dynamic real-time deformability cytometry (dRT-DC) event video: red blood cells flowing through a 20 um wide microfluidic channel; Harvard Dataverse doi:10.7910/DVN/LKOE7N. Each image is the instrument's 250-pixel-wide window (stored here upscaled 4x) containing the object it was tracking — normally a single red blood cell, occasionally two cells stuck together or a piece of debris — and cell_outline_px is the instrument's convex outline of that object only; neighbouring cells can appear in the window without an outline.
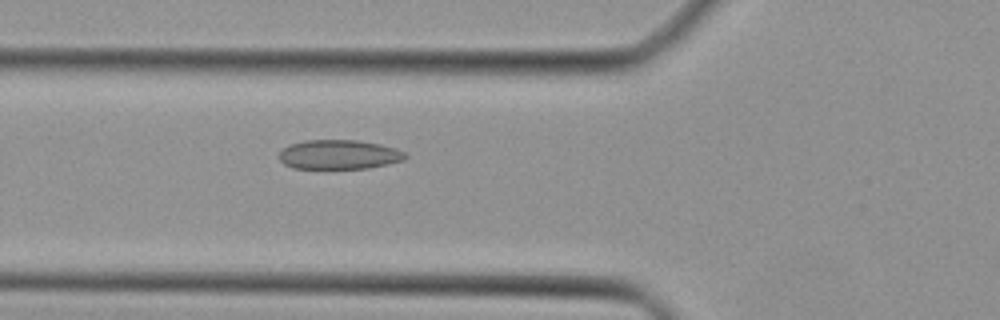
{"species": "Egyptian fruit bat (a non-hibernating species)", "species_latin": "Rousettus aegyptiacus", "temperature_condition": "cold", "stored_images_in_passage": 29, "camera_frame_rate_fps": 3000, "um_per_image_px": 0.085, "animal": {"sex": "female"}, "frame": {"image": 1, "passage_image": 5, "time_ms": 1.333, "image_size_px": [1000, 320], "cell_outline_px": [[408, 156], [404, 160], [388, 164], [368, 168], [292, 168], [284, 164], [280, 160], [280, 152], [284, 148], [292, 144], [304, 140], [356, 140], [380, 144], [396, 148], [404, 152]], "centroid_in_image_um": [28.84, 13.13], "position_along_channel_um": 97.0, "area_um2": 21.5}}
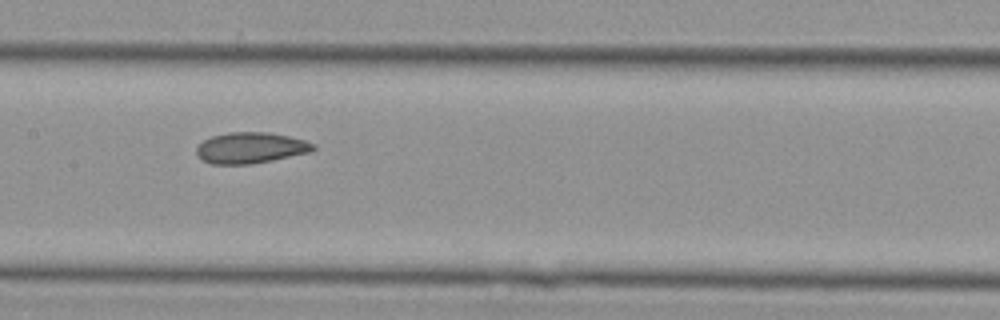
{"frame": {"image": 2, "passage_image": 11, "time_ms": 3.333, "image_size_px": [1000, 320], "cell_outline_px": [[316, 148], [312, 152], [252, 164], [212, 164], [196, 156], [196, 148], [204, 140], [212, 136], [228, 132], [268, 132], [288, 136], [304, 140], [316, 144]], "centroid_in_image_um": [21.32, 12.57], "position_along_channel_um": 186.1, "area_um2": 21.15}}
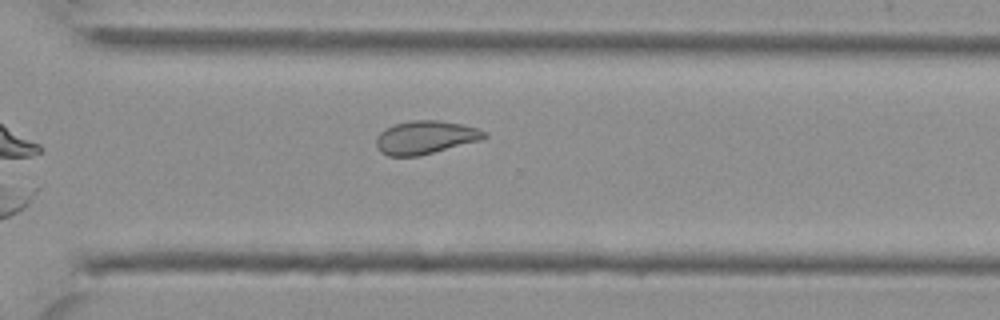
{"frame": {"image": 3, "passage_image": 21, "time_ms": 6.667, "image_size_px": [1000, 320], "cell_outline_px": [[488, 136], [484, 140], [420, 156], [388, 156], [380, 152], [376, 148], [376, 136], [384, 128], [392, 124], [408, 120], [436, 120], [464, 124], [480, 128], [488, 132]], "centroid_in_image_um": [36.19, 11.67], "position_along_channel_um": 334.4, "area_um2": 21.68}}